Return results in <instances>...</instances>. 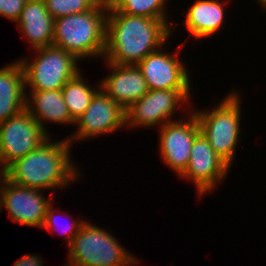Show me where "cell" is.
<instances>
[{"label": "cell", "mask_w": 266, "mask_h": 266, "mask_svg": "<svg viewBox=\"0 0 266 266\" xmlns=\"http://www.w3.org/2000/svg\"><path fill=\"white\" fill-rule=\"evenodd\" d=\"M172 27L164 20L107 11L105 51L109 63L137 65L169 43Z\"/></svg>", "instance_id": "6da1fadb"}, {"label": "cell", "mask_w": 266, "mask_h": 266, "mask_svg": "<svg viewBox=\"0 0 266 266\" xmlns=\"http://www.w3.org/2000/svg\"><path fill=\"white\" fill-rule=\"evenodd\" d=\"M71 147L67 138L53 142L50 135L32 152L11 163L2 174L23 187L42 191L68 188L65 186L76 182L81 172L70 158Z\"/></svg>", "instance_id": "7a4b0ae2"}, {"label": "cell", "mask_w": 266, "mask_h": 266, "mask_svg": "<svg viewBox=\"0 0 266 266\" xmlns=\"http://www.w3.org/2000/svg\"><path fill=\"white\" fill-rule=\"evenodd\" d=\"M107 10L95 7L87 12L54 19L53 45L83 59L103 58Z\"/></svg>", "instance_id": "3957f363"}, {"label": "cell", "mask_w": 266, "mask_h": 266, "mask_svg": "<svg viewBox=\"0 0 266 266\" xmlns=\"http://www.w3.org/2000/svg\"><path fill=\"white\" fill-rule=\"evenodd\" d=\"M230 93V94H229ZM221 99L214 109L192 110L198 119L200 132L215 153L230 167L235 158L237 143L241 141V98L237 90ZM239 140V141H238ZM232 163V164H231Z\"/></svg>", "instance_id": "277c9868"}, {"label": "cell", "mask_w": 266, "mask_h": 266, "mask_svg": "<svg viewBox=\"0 0 266 266\" xmlns=\"http://www.w3.org/2000/svg\"><path fill=\"white\" fill-rule=\"evenodd\" d=\"M68 250V261L64 266H133L140 263L109 231L87 220Z\"/></svg>", "instance_id": "5b68a950"}, {"label": "cell", "mask_w": 266, "mask_h": 266, "mask_svg": "<svg viewBox=\"0 0 266 266\" xmlns=\"http://www.w3.org/2000/svg\"><path fill=\"white\" fill-rule=\"evenodd\" d=\"M34 52L35 56L31 61L27 57L20 60L24 70L26 95L27 89L60 90L81 71L79 60L64 49L50 45L35 49Z\"/></svg>", "instance_id": "8992f818"}, {"label": "cell", "mask_w": 266, "mask_h": 266, "mask_svg": "<svg viewBox=\"0 0 266 266\" xmlns=\"http://www.w3.org/2000/svg\"><path fill=\"white\" fill-rule=\"evenodd\" d=\"M190 91L191 89L149 90L125 110V127L150 129V127L158 126L160 128L167 122L174 121L173 116L176 111L178 112V108L184 107L186 110L185 105H193L192 101L189 103Z\"/></svg>", "instance_id": "52a82bcc"}, {"label": "cell", "mask_w": 266, "mask_h": 266, "mask_svg": "<svg viewBox=\"0 0 266 266\" xmlns=\"http://www.w3.org/2000/svg\"><path fill=\"white\" fill-rule=\"evenodd\" d=\"M49 135L25 108L0 123V173L42 144Z\"/></svg>", "instance_id": "ba28073f"}, {"label": "cell", "mask_w": 266, "mask_h": 266, "mask_svg": "<svg viewBox=\"0 0 266 266\" xmlns=\"http://www.w3.org/2000/svg\"><path fill=\"white\" fill-rule=\"evenodd\" d=\"M43 193L39 189L17 185L0 173V210L5 208L11 221L42 228L47 208L53 201L52 192L49 199Z\"/></svg>", "instance_id": "9c48e42d"}, {"label": "cell", "mask_w": 266, "mask_h": 266, "mask_svg": "<svg viewBox=\"0 0 266 266\" xmlns=\"http://www.w3.org/2000/svg\"><path fill=\"white\" fill-rule=\"evenodd\" d=\"M74 126L78 127L76 132L70 137L66 136L72 146L78 140L112 134L126 126L125 110L100 88Z\"/></svg>", "instance_id": "30bf717a"}, {"label": "cell", "mask_w": 266, "mask_h": 266, "mask_svg": "<svg viewBox=\"0 0 266 266\" xmlns=\"http://www.w3.org/2000/svg\"><path fill=\"white\" fill-rule=\"evenodd\" d=\"M186 115L187 120L177 119L158 128L160 159L178 176L187 168L192 143L200 133L198 119L194 112L190 111Z\"/></svg>", "instance_id": "8fae6325"}, {"label": "cell", "mask_w": 266, "mask_h": 266, "mask_svg": "<svg viewBox=\"0 0 266 266\" xmlns=\"http://www.w3.org/2000/svg\"><path fill=\"white\" fill-rule=\"evenodd\" d=\"M230 168L200 132L192 143L189 164L179 177L193 182L198 196L201 197L213 192L219 182L222 184Z\"/></svg>", "instance_id": "7c38bea8"}, {"label": "cell", "mask_w": 266, "mask_h": 266, "mask_svg": "<svg viewBox=\"0 0 266 266\" xmlns=\"http://www.w3.org/2000/svg\"><path fill=\"white\" fill-rule=\"evenodd\" d=\"M185 46V43L179 44L176 49L178 51L170 54L164 51L165 44L137 64L149 90L191 88L190 73L186 69L189 67H185L184 62L180 61V51Z\"/></svg>", "instance_id": "4fadbf2b"}, {"label": "cell", "mask_w": 266, "mask_h": 266, "mask_svg": "<svg viewBox=\"0 0 266 266\" xmlns=\"http://www.w3.org/2000/svg\"><path fill=\"white\" fill-rule=\"evenodd\" d=\"M110 74L100 82V88L124 110L141 99L148 91L147 82L137 65L106 62Z\"/></svg>", "instance_id": "5bb4252c"}, {"label": "cell", "mask_w": 266, "mask_h": 266, "mask_svg": "<svg viewBox=\"0 0 266 266\" xmlns=\"http://www.w3.org/2000/svg\"><path fill=\"white\" fill-rule=\"evenodd\" d=\"M16 25L31 49L53 45L54 19L47 11L44 0H27Z\"/></svg>", "instance_id": "9a60e30c"}, {"label": "cell", "mask_w": 266, "mask_h": 266, "mask_svg": "<svg viewBox=\"0 0 266 266\" xmlns=\"http://www.w3.org/2000/svg\"><path fill=\"white\" fill-rule=\"evenodd\" d=\"M29 91V95H26V109L49 136V129L45 127L48 122L74 126L75 122L71 119L61 89Z\"/></svg>", "instance_id": "2e32d148"}, {"label": "cell", "mask_w": 266, "mask_h": 266, "mask_svg": "<svg viewBox=\"0 0 266 266\" xmlns=\"http://www.w3.org/2000/svg\"><path fill=\"white\" fill-rule=\"evenodd\" d=\"M26 108L25 76L18 59L0 68V123Z\"/></svg>", "instance_id": "e0dca14e"}, {"label": "cell", "mask_w": 266, "mask_h": 266, "mask_svg": "<svg viewBox=\"0 0 266 266\" xmlns=\"http://www.w3.org/2000/svg\"><path fill=\"white\" fill-rule=\"evenodd\" d=\"M225 2L227 1L195 0L185 12L183 23L189 35L198 40L217 34L226 20Z\"/></svg>", "instance_id": "ac0fdd59"}, {"label": "cell", "mask_w": 266, "mask_h": 266, "mask_svg": "<svg viewBox=\"0 0 266 266\" xmlns=\"http://www.w3.org/2000/svg\"><path fill=\"white\" fill-rule=\"evenodd\" d=\"M83 77V73L80 71L61 89L63 100L74 122L86 111L95 93L100 89L99 83L96 84V86L99 85V88H91L87 79Z\"/></svg>", "instance_id": "d6986e66"}, {"label": "cell", "mask_w": 266, "mask_h": 266, "mask_svg": "<svg viewBox=\"0 0 266 266\" xmlns=\"http://www.w3.org/2000/svg\"><path fill=\"white\" fill-rule=\"evenodd\" d=\"M167 1L169 0H120L112 10L132 16L161 19L166 21L174 30L176 25L172 21H168Z\"/></svg>", "instance_id": "ffe728a7"}, {"label": "cell", "mask_w": 266, "mask_h": 266, "mask_svg": "<svg viewBox=\"0 0 266 266\" xmlns=\"http://www.w3.org/2000/svg\"><path fill=\"white\" fill-rule=\"evenodd\" d=\"M44 2L53 19L87 12L95 8L90 0H44Z\"/></svg>", "instance_id": "44dd1931"}, {"label": "cell", "mask_w": 266, "mask_h": 266, "mask_svg": "<svg viewBox=\"0 0 266 266\" xmlns=\"http://www.w3.org/2000/svg\"><path fill=\"white\" fill-rule=\"evenodd\" d=\"M52 204H53V202L47 208L45 220H44L42 228L46 229L49 232L52 230H55V232H56V229H58L59 227H62V230L59 228L60 229L59 231H61L62 236H66V238H67V240H66L67 244L66 245L69 246L72 243L73 238L80 231L82 225L86 222V220L77 218V219H74V221H73L71 219L70 223L68 222L65 225L59 226L58 220L56 218L58 214H57V212H55L56 211L55 207L53 208L54 205H52Z\"/></svg>", "instance_id": "7402d4cb"}, {"label": "cell", "mask_w": 266, "mask_h": 266, "mask_svg": "<svg viewBox=\"0 0 266 266\" xmlns=\"http://www.w3.org/2000/svg\"><path fill=\"white\" fill-rule=\"evenodd\" d=\"M27 0H0V16L16 23Z\"/></svg>", "instance_id": "603a6c76"}, {"label": "cell", "mask_w": 266, "mask_h": 266, "mask_svg": "<svg viewBox=\"0 0 266 266\" xmlns=\"http://www.w3.org/2000/svg\"><path fill=\"white\" fill-rule=\"evenodd\" d=\"M39 255L25 254L22 258L18 259L13 266H43L44 264Z\"/></svg>", "instance_id": "cb8c5ba5"}, {"label": "cell", "mask_w": 266, "mask_h": 266, "mask_svg": "<svg viewBox=\"0 0 266 266\" xmlns=\"http://www.w3.org/2000/svg\"><path fill=\"white\" fill-rule=\"evenodd\" d=\"M95 7L112 10L114 9L120 0H90Z\"/></svg>", "instance_id": "d4e9b609"}, {"label": "cell", "mask_w": 266, "mask_h": 266, "mask_svg": "<svg viewBox=\"0 0 266 266\" xmlns=\"http://www.w3.org/2000/svg\"><path fill=\"white\" fill-rule=\"evenodd\" d=\"M260 6L262 7L260 9H265L266 10V0Z\"/></svg>", "instance_id": "484cf974"}, {"label": "cell", "mask_w": 266, "mask_h": 266, "mask_svg": "<svg viewBox=\"0 0 266 266\" xmlns=\"http://www.w3.org/2000/svg\"><path fill=\"white\" fill-rule=\"evenodd\" d=\"M257 3H259L260 5L265 1V0H256Z\"/></svg>", "instance_id": "4316f807"}]
</instances>
